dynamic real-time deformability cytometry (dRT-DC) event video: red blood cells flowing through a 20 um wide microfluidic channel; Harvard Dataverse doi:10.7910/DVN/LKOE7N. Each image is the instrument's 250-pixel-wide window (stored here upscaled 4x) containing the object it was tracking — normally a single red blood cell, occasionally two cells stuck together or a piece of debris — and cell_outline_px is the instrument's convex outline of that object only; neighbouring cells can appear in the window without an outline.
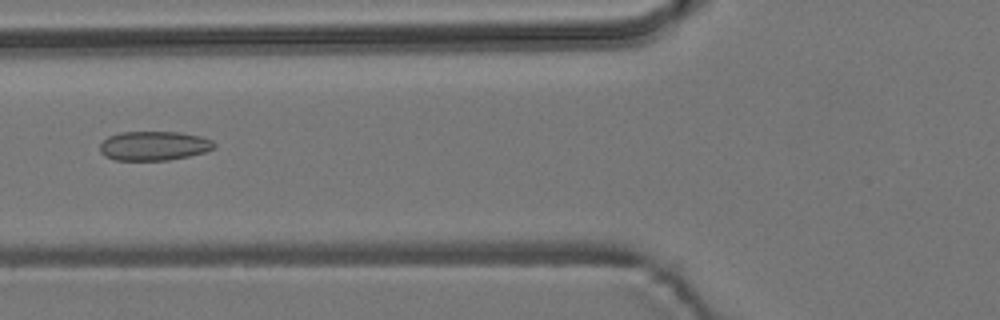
{"species": "common noctule bat (a hibernating species)", "species_latin": "Nyctalus noctula", "temperature_condition": "room temperature", "stored_images_in_passage": 7, "camera_frame_rate_fps": 3000, "um_per_image_px": 0.085, "animal": {"sex": "male", "body_mass_g": 19.2, "forearm_length_mm": 51.8}, "frame": {"image": 1, "passage_image": 6, "time_ms": 6.667, "image_size_px": [1000, 320], "cell_outline_px": [[216, 148], [204, 152], [188, 156], [168, 160], [116, 160], [104, 156], [100, 152], [100, 144], [108, 136], [120, 132], [180, 132], [200, 136], [212, 140], [216, 144]], "centroid_in_image_um": [13.09, 12.39], "position_along_channel_um": 112.7, "area_um2": 19.54}}
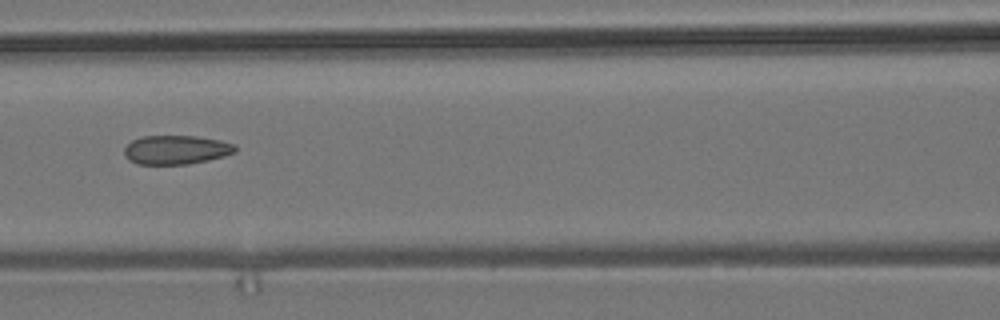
{"frame": {"image": 2, "passage_image": 7, "time_ms": 7.667, "image_size_px": [1000, 320], "cell_outline_px": [[236, 152], [224, 156], [208, 160], [188, 164], [136, 164], [128, 160], [124, 156], [124, 148], [132, 140], [140, 136], [196, 136], [220, 140], [236, 144]], "centroid_in_image_um": [14.96, 12.73], "position_along_channel_um": 151.6, "area_um2": 18.9}}